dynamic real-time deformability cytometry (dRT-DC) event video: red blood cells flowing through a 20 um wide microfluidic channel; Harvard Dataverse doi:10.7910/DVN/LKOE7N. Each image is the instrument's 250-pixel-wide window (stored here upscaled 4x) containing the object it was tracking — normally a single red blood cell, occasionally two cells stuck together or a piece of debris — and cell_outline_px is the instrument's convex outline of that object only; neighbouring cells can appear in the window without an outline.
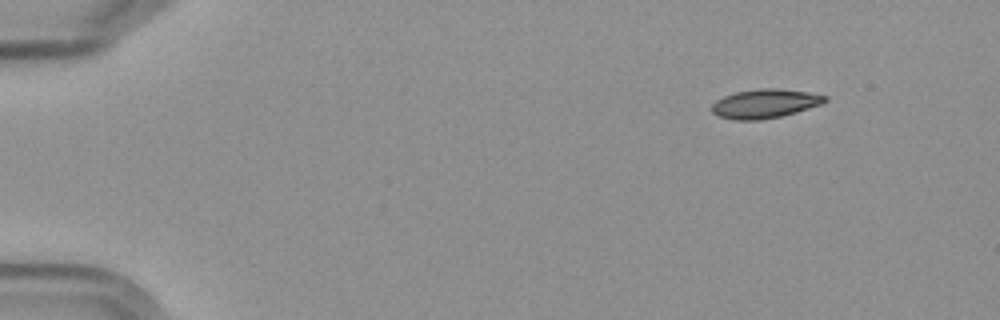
{"species": "Egyptian fruit bat (a non-hibernating species)", "species_latin": "Rousettus aegyptiacus", "temperature_condition": "cold", "stored_images_in_passage": 3, "camera_frame_rate_fps": 3000, "um_per_image_px": 0.085, "frame": {"image": 1, "passage_image": 1, "time_ms": 0.0, "image_size_px": [1000, 320], "cell_outline_px": [[828, 100], [820, 104], [796, 112], [780, 116], [760, 120], [736, 120], [720, 116], [712, 112], [712, 104], [716, 100], [724, 96], [736, 92], [760, 88], [776, 88], [808, 92], [828, 96]], "centroid_in_image_um": [65.02, 8.8], "position_along_channel_um": 20.0, "area_um2": 18.96}}